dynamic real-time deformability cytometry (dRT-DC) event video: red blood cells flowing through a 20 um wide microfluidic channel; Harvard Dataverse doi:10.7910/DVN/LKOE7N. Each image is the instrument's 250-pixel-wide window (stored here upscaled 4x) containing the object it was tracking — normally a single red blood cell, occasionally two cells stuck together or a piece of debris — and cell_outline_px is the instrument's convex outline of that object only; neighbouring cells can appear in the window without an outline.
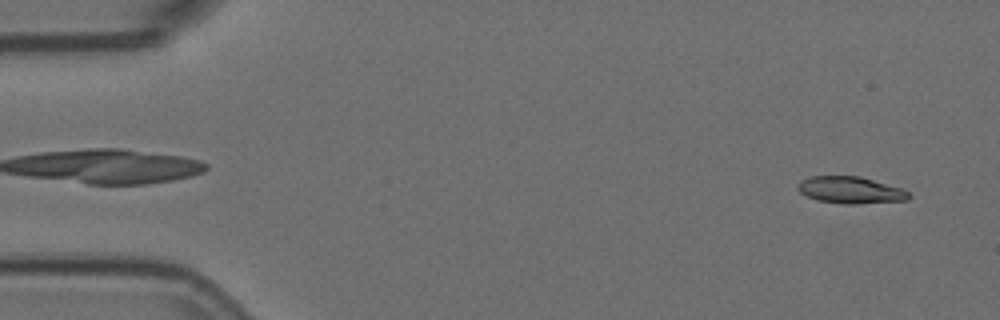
{"species": "Egyptian fruit bat (a non-hibernating species)", "species_latin": "Rousettus aegyptiacus", "temperature_condition": "room temperature", "stored_images_in_passage": 3, "segment_of_instrument_passage": [2, 2], "camera_frame_rate_fps": 3000, "um_per_image_px": 0.085, "animal": {"sex": "female"}, "frame": {"image": 1, "passage_image": 3, "time_ms": 0.667, "image_size_px": [1000, 320], "cell_outline_px": [[912, 196], [908, 200], [856, 204], [844, 204], [816, 200], [800, 192], [796, 188], [800, 180], [812, 176], [860, 176], [904, 188]], "centroid_in_image_um": [72.32, 16.15], "position_along_channel_um": 12.7, "area_um2": 17.57}}